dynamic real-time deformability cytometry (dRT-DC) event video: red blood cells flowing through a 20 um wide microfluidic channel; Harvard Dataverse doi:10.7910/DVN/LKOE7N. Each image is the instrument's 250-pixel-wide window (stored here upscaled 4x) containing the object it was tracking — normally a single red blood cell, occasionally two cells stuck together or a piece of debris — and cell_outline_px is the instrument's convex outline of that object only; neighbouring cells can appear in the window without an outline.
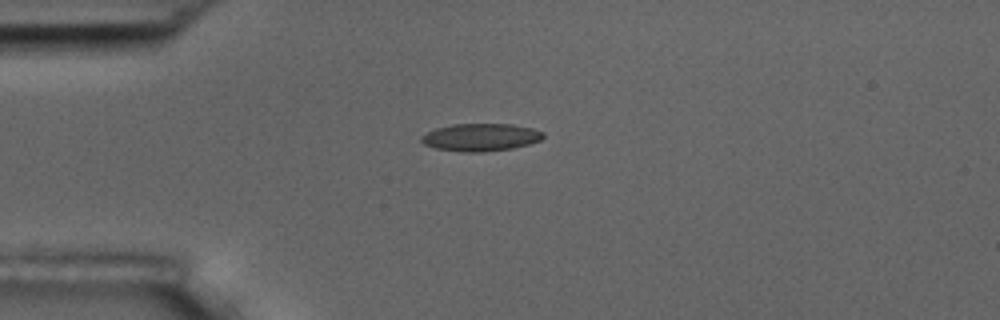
{"species": "common noctule bat (a hibernating species)", "species_latin": "Nyctalus noctula", "temperature_condition": "room temperature", "stored_images_in_passage": 11, "camera_frame_rate_fps": 3000, "um_per_image_px": 0.085, "animal": {"sex": "male", "body_mass_g": 17.5, "forearm_length_mm": 52.3}, "frame": {"image": 1, "passage_image": 4, "time_ms": 4.333, "image_size_px": [1000, 320], "cell_outline_px": [[544, 136], [540, 140], [528, 144], [512, 148], [484, 152], [464, 152], [436, 148], [424, 144], [420, 140], [420, 136], [436, 128], [452, 124], [512, 124], [532, 128], [544, 132]], "centroid_in_image_um": [40.85, 11.66], "position_along_channel_um": 44.1, "area_um2": 19.54}}
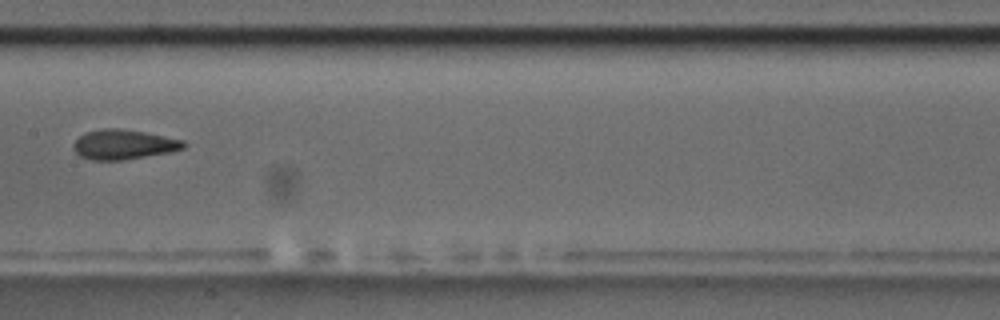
{"frame": {"image": 2, "passage_image": 8, "time_ms": 9.0, "image_size_px": [1000, 320], "cell_outline_px": [[188, 144], [184, 148], [172, 152], [124, 160], [92, 160], [80, 156], [72, 148], [72, 144], [84, 132], [100, 128], [120, 128], [144, 132], [184, 140]], "centroid_in_image_um": [10.51, 12.28], "position_along_channel_um": 196.9, "area_um2": 19.36}}
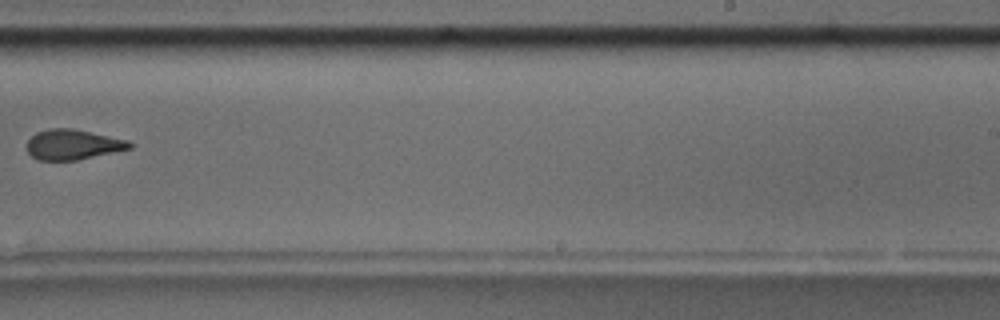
{"frame": {"image": 3, "passage_image": 10, "time_ms": 11.333, "image_size_px": [1000, 320], "cell_outline_px": [[132, 148], [76, 160], [36, 160], [28, 152], [28, 140], [36, 132], [48, 128], [72, 128], [128, 140], [132, 144]], "centroid_in_image_um": [6.18, 12.28], "position_along_channel_um": 282.8, "area_um2": 17.92}}